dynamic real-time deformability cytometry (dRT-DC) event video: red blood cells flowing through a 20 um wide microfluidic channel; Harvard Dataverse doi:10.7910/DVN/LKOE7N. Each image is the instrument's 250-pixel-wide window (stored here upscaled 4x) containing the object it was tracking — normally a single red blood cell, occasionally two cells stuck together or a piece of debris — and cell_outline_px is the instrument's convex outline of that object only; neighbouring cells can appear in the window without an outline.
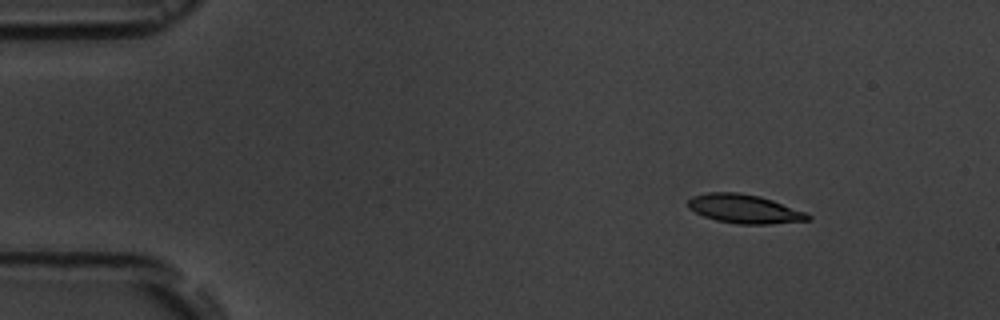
{"species": "common noctule bat (a hibernating species)", "species_latin": "Nyctalus noctula", "temperature_condition": "room temperature", "stored_images_in_passage": 4, "camera_frame_rate_fps": 3000, "um_per_image_px": 0.085, "animal": {"sex": "male", "body_mass_g": 19.5, "forearm_length_mm": 54.6}, "frame": {"image": 1, "passage_image": 2, "time_ms": 1.333, "image_size_px": [1000, 320], "cell_outline_px": [[812, 220], [768, 224], [736, 224], [716, 220], [704, 216], [688, 208], [688, 200], [692, 196], [708, 192], [740, 192], [760, 196], [808, 212], [812, 216]], "centroid_in_image_um": [63.31, 17.75], "position_along_channel_um": 21.7, "area_um2": 20.35}}
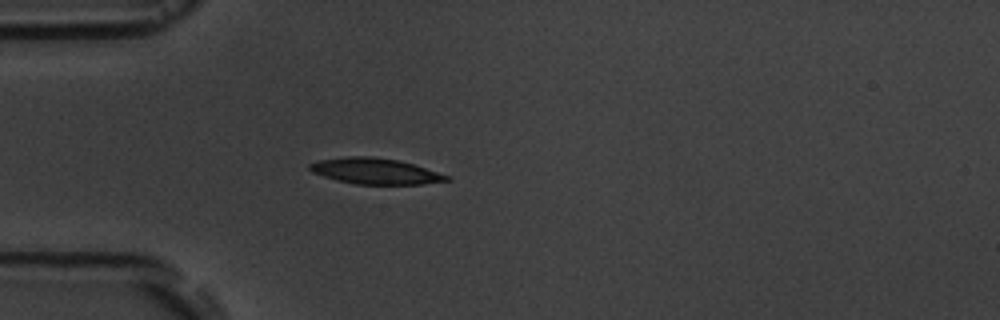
{"frame": {"image": 2, "passage_image": 4, "time_ms": 4.333, "image_size_px": [1000, 320], "cell_outline_px": [[452, 180], [420, 184], [356, 184], [336, 180], [312, 172], [308, 168], [308, 164], [316, 160], [348, 156], [372, 156], [396, 160], [412, 164], [448, 176]], "centroid_in_image_um": [31.82, 14.54], "position_along_channel_um": 53.2, "area_um2": 20.46}}